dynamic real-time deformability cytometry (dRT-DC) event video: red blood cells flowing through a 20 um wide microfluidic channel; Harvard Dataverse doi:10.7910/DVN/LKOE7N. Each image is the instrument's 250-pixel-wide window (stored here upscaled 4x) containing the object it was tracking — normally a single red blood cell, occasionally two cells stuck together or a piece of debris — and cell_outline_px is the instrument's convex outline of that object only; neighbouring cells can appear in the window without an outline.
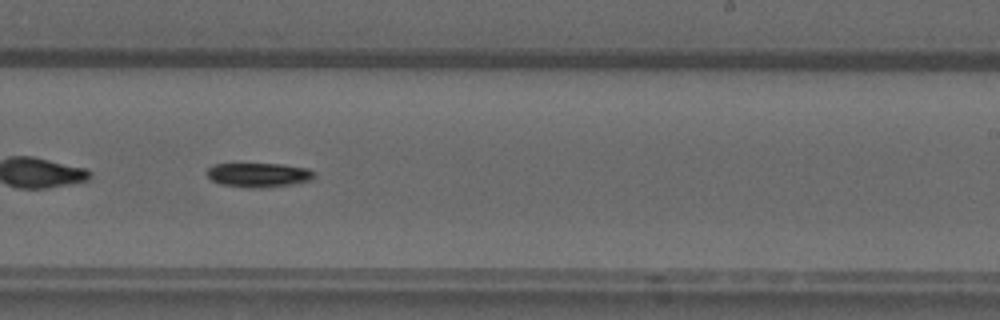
{"species": "common noctule bat (a hibernating species)", "species_latin": "Nyctalus noctula", "temperature_condition": "warm", "stored_images_in_passage": 27, "camera_frame_rate_fps": 3000, "um_per_image_px": 0.085, "animal": {"sex": "male", "forearm_length_mm": 52.5}, "frame": {"image": 1, "passage_image": 19, "time_ms": 6.0, "image_size_px": [1000, 320], "cell_outline_px": [[316, 176], [312, 180], [292, 184], [260, 188], [248, 188], [220, 184], [212, 180], [208, 176], [208, 168], [212, 164], [280, 164], [308, 168], [316, 172]], "centroid_in_image_um": [22.02, 14.87], "position_along_channel_um": 267.0, "area_um2": 15.26}, "authors_computed_cell_mechanics": {"area_um2": 15.2014, "velocity_mm_per_s": 3.9502, "shape_relaxation_time_tau1_ms": 10.7352, "shape_relaxation_time_tau2_ms": null, "deformation_change_tau1": 0.2391, "deformation_change_tau2": null}}